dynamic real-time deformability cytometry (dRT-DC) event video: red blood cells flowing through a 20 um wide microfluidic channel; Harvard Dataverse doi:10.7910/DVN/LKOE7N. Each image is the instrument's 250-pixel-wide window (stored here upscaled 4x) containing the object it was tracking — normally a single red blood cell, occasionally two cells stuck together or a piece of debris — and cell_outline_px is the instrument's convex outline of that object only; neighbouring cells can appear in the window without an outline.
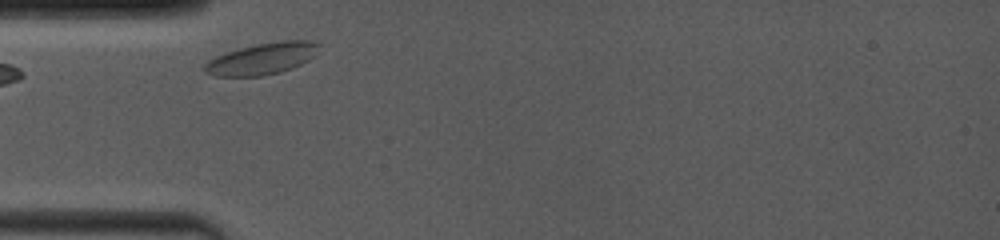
{"species": "common noctule bat (a hibernating species)", "species_latin": "Nyctalus noctula", "temperature_condition": "room temperature", "stored_images_in_passage": 7, "camera_frame_rate_fps": 4000, "um_per_image_px": 0.085, "animal": {"sex": "female", "body_mass_g": 19.0, "forearm_length_mm": 53.3}, "frame": {"image": 1, "passage_image": 1, "time_ms": 0.0, "image_size_px": [1000, 240], "cell_outline_px": [[320, 44], [312, 56], [308, 60], [292, 68], [280, 72], [264, 76], [216, 76], [204, 72], [204, 64], [208, 60], [216, 56], [240, 48], [256, 44], [280, 40], [312, 40]], "centroid_in_image_um": [22.26, 4.99], "position_along_channel_um": 62.7, "area_um2": 20.92}}
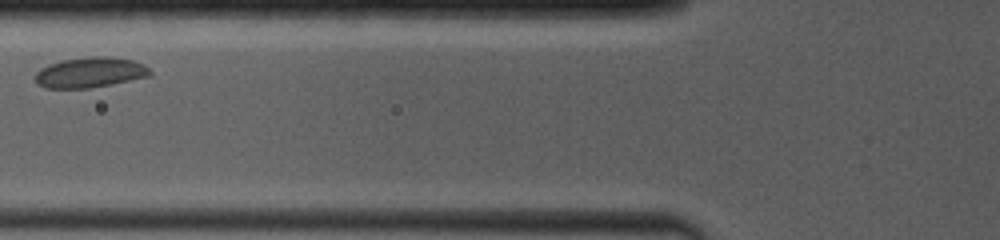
{"frame": {"image": 2, "passage_image": 4, "time_ms": 1.5, "image_size_px": [1000, 240], "cell_outline_px": [[152, 76], [112, 84], [88, 88], [44, 88], [36, 84], [32, 76], [40, 68], [48, 64], [60, 60], [92, 56], [112, 56], [132, 60], [144, 64], [152, 72]], "centroid_in_image_um": [7.62, 6.15], "position_along_channel_um": 118.2, "area_um2": 20.75}}
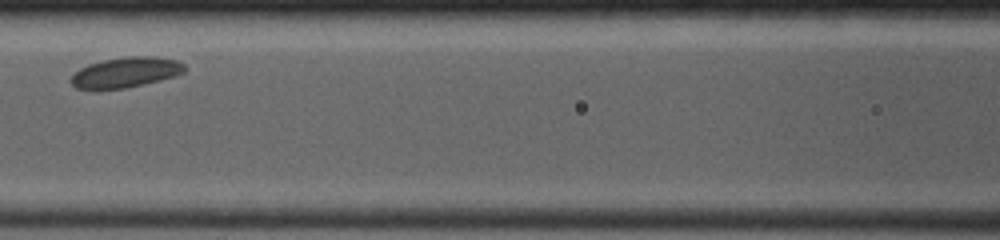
{"frame": {"image": 3, "passage_image": 6, "time_ms": 2.5, "image_size_px": [1000, 240], "cell_outline_px": [[184, 72], [176, 76], [144, 84], [124, 88], [100, 92], [88, 92], [76, 88], [68, 80], [80, 68], [88, 64], [104, 60], [128, 56], [156, 56], [176, 60], [184, 64]], "centroid_in_image_um": [10.61, 6.2], "position_along_channel_um": 156.0, "area_um2": 20.69}}